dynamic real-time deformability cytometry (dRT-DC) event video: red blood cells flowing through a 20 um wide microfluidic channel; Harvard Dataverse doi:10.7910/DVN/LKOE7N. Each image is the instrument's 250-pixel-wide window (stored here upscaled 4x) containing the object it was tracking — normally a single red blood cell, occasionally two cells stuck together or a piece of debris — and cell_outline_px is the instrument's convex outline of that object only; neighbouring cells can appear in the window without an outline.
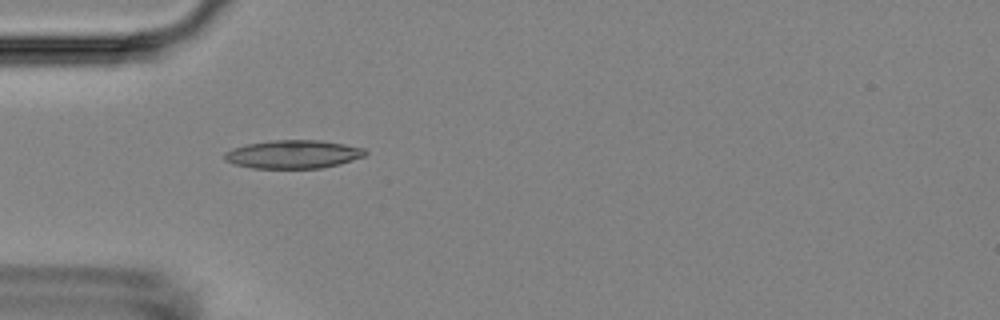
{"species": "Egyptian fruit bat (a non-hibernating species)", "species_latin": "Rousettus aegyptiacus", "temperature_condition": "room temperature", "stored_images_in_passage": 31, "camera_frame_rate_fps": 3000, "um_per_image_px": 0.085, "animal": {"sex": "female"}, "frame": {"image": 1, "passage_image": 1, "time_ms": 0.0, "image_size_px": [1000, 320], "cell_outline_px": [[368, 152], [364, 156], [340, 164], [320, 168], [252, 168], [236, 164], [224, 160], [224, 152], [232, 148], [248, 144], [272, 140], [320, 140], [344, 144], [364, 148]], "centroid_in_image_um": [24.92, 13.11], "position_along_channel_um": 60.1, "area_um2": 23.18}}
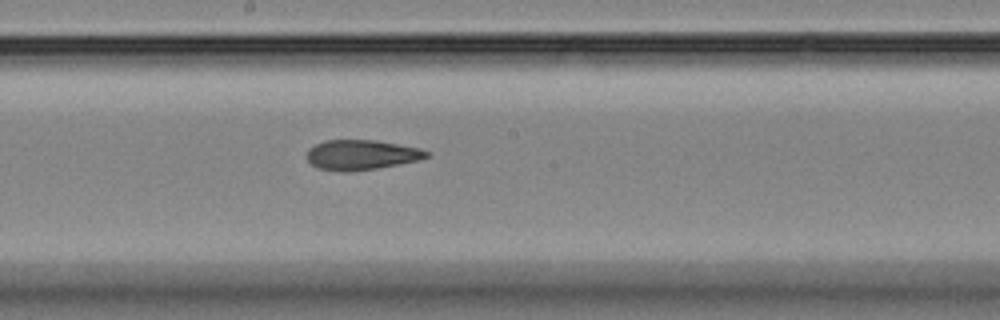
{"frame": {"image": 2, "passage_image": 14, "time_ms": 4.333, "image_size_px": [1000, 320], "cell_outline_px": [[428, 156], [420, 160], [376, 168], [348, 172], [340, 172], [316, 168], [304, 156], [308, 148], [324, 140], [376, 140], [420, 148], [428, 152]], "centroid_in_image_um": [30.66, 13.16], "position_along_channel_um": 217.5, "area_um2": 21.04}}
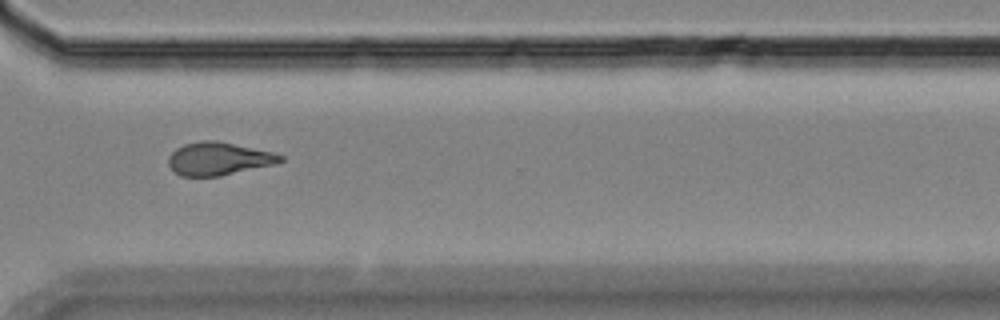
{"frame": {"image": 3, "passage_image": 25, "time_ms": 8.0, "image_size_px": [1000, 320], "cell_outline_px": [[284, 160], [276, 164], [220, 176], [180, 176], [168, 164], [168, 156], [176, 148], [184, 144], [204, 140], [216, 140], [272, 152], [284, 156]], "centroid_in_image_um": [18.59, 13.49], "position_along_channel_um": 352.0, "area_um2": 21.44}, "authors_computed_cell_mechanics": {"area_um2": 20.9236, "velocity_mm_per_s": 3.6697, "shape_relaxation_time_tau1_ms": null, "shape_relaxation_time_tau2_ms": 2.3554, "deformation_change_tau1": null, "deformation_change_tau2": 0.105}}